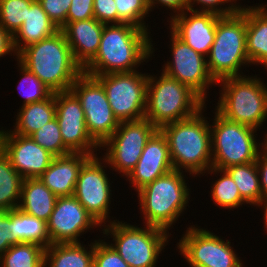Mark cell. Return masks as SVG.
I'll use <instances>...</instances> for the list:
<instances>
[{
  "label": "cell",
  "mask_w": 267,
  "mask_h": 267,
  "mask_svg": "<svg viewBox=\"0 0 267 267\" xmlns=\"http://www.w3.org/2000/svg\"><path fill=\"white\" fill-rule=\"evenodd\" d=\"M151 35L130 23L105 24L99 50L83 72L94 77L139 70L138 67L155 58L158 48L155 50Z\"/></svg>",
  "instance_id": "obj_1"
},
{
  "label": "cell",
  "mask_w": 267,
  "mask_h": 267,
  "mask_svg": "<svg viewBox=\"0 0 267 267\" xmlns=\"http://www.w3.org/2000/svg\"><path fill=\"white\" fill-rule=\"evenodd\" d=\"M205 104L195 115L169 123L159 130L167 139L174 170L201 178L212 167L210 118L204 112ZM209 121H208V120Z\"/></svg>",
  "instance_id": "obj_2"
},
{
  "label": "cell",
  "mask_w": 267,
  "mask_h": 267,
  "mask_svg": "<svg viewBox=\"0 0 267 267\" xmlns=\"http://www.w3.org/2000/svg\"><path fill=\"white\" fill-rule=\"evenodd\" d=\"M17 60L54 93L70 90L83 73L61 30L24 48Z\"/></svg>",
  "instance_id": "obj_3"
},
{
  "label": "cell",
  "mask_w": 267,
  "mask_h": 267,
  "mask_svg": "<svg viewBox=\"0 0 267 267\" xmlns=\"http://www.w3.org/2000/svg\"><path fill=\"white\" fill-rule=\"evenodd\" d=\"M188 178L186 172L172 170L138 190L136 197L142 224L172 233L170 229H174L178 218L184 216L187 206L190 207L192 193Z\"/></svg>",
  "instance_id": "obj_4"
},
{
  "label": "cell",
  "mask_w": 267,
  "mask_h": 267,
  "mask_svg": "<svg viewBox=\"0 0 267 267\" xmlns=\"http://www.w3.org/2000/svg\"><path fill=\"white\" fill-rule=\"evenodd\" d=\"M220 87L215 110L225 119L259 129L267 121V83L255 75L226 77Z\"/></svg>",
  "instance_id": "obj_5"
},
{
  "label": "cell",
  "mask_w": 267,
  "mask_h": 267,
  "mask_svg": "<svg viewBox=\"0 0 267 267\" xmlns=\"http://www.w3.org/2000/svg\"><path fill=\"white\" fill-rule=\"evenodd\" d=\"M138 226L140 224L131 225L116 218L102 226L101 238L107 240L130 267H156L172 234L155 226ZM110 238L113 239L110 241Z\"/></svg>",
  "instance_id": "obj_6"
},
{
  "label": "cell",
  "mask_w": 267,
  "mask_h": 267,
  "mask_svg": "<svg viewBox=\"0 0 267 267\" xmlns=\"http://www.w3.org/2000/svg\"><path fill=\"white\" fill-rule=\"evenodd\" d=\"M148 74L145 118L157 129L166 124L187 119L205 103L188 86L163 72Z\"/></svg>",
  "instance_id": "obj_7"
},
{
  "label": "cell",
  "mask_w": 267,
  "mask_h": 267,
  "mask_svg": "<svg viewBox=\"0 0 267 267\" xmlns=\"http://www.w3.org/2000/svg\"><path fill=\"white\" fill-rule=\"evenodd\" d=\"M206 60L208 72L216 82L226 77L248 75L245 70L251 64L246 51V14L241 9L218 20Z\"/></svg>",
  "instance_id": "obj_8"
},
{
  "label": "cell",
  "mask_w": 267,
  "mask_h": 267,
  "mask_svg": "<svg viewBox=\"0 0 267 267\" xmlns=\"http://www.w3.org/2000/svg\"><path fill=\"white\" fill-rule=\"evenodd\" d=\"M211 112L214 114L210 119L212 167L225 170L230 166L255 162L263 150V140L260 141L263 136L257 134L259 130L231 122L215 109Z\"/></svg>",
  "instance_id": "obj_9"
},
{
  "label": "cell",
  "mask_w": 267,
  "mask_h": 267,
  "mask_svg": "<svg viewBox=\"0 0 267 267\" xmlns=\"http://www.w3.org/2000/svg\"><path fill=\"white\" fill-rule=\"evenodd\" d=\"M186 228L175 248L189 267H246L231 240L198 224Z\"/></svg>",
  "instance_id": "obj_10"
},
{
  "label": "cell",
  "mask_w": 267,
  "mask_h": 267,
  "mask_svg": "<svg viewBox=\"0 0 267 267\" xmlns=\"http://www.w3.org/2000/svg\"><path fill=\"white\" fill-rule=\"evenodd\" d=\"M158 129L146 118L120 122L116 131L100 146L110 169L125 179L137 165L147 141ZM106 148V149H105Z\"/></svg>",
  "instance_id": "obj_11"
},
{
  "label": "cell",
  "mask_w": 267,
  "mask_h": 267,
  "mask_svg": "<svg viewBox=\"0 0 267 267\" xmlns=\"http://www.w3.org/2000/svg\"><path fill=\"white\" fill-rule=\"evenodd\" d=\"M98 155L100 154L91 156L81 167L73 196L101 226H104L116 221V217L110 216V205L112 200L115 201L112 198L114 182L109 178L111 169L107 161Z\"/></svg>",
  "instance_id": "obj_12"
},
{
  "label": "cell",
  "mask_w": 267,
  "mask_h": 267,
  "mask_svg": "<svg viewBox=\"0 0 267 267\" xmlns=\"http://www.w3.org/2000/svg\"><path fill=\"white\" fill-rule=\"evenodd\" d=\"M148 74L140 70L94 76L103 86L119 122L145 118Z\"/></svg>",
  "instance_id": "obj_13"
},
{
  "label": "cell",
  "mask_w": 267,
  "mask_h": 267,
  "mask_svg": "<svg viewBox=\"0 0 267 267\" xmlns=\"http://www.w3.org/2000/svg\"><path fill=\"white\" fill-rule=\"evenodd\" d=\"M170 44L167 46L171 54L160 71L188 86L205 103L211 94L209 89L217 86V82L209 74L205 56L194 51L184 41L179 39L171 30L168 35ZM171 37V38H170ZM171 51V52H170Z\"/></svg>",
  "instance_id": "obj_14"
},
{
  "label": "cell",
  "mask_w": 267,
  "mask_h": 267,
  "mask_svg": "<svg viewBox=\"0 0 267 267\" xmlns=\"http://www.w3.org/2000/svg\"><path fill=\"white\" fill-rule=\"evenodd\" d=\"M79 99L91 138L101 146L118 128L102 84L93 76L82 73L70 89Z\"/></svg>",
  "instance_id": "obj_15"
},
{
  "label": "cell",
  "mask_w": 267,
  "mask_h": 267,
  "mask_svg": "<svg viewBox=\"0 0 267 267\" xmlns=\"http://www.w3.org/2000/svg\"><path fill=\"white\" fill-rule=\"evenodd\" d=\"M55 106L65 147L71 153L100 154V146L87 131L85 113L76 95L71 90L55 92Z\"/></svg>",
  "instance_id": "obj_16"
},
{
  "label": "cell",
  "mask_w": 267,
  "mask_h": 267,
  "mask_svg": "<svg viewBox=\"0 0 267 267\" xmlns=\"http://www.w3.org/2000/svg\"><path fill=\"white\" fill-rule=\"evenodd\" d=\"M93 228L101 233L102 226L74 196L57 197L47 222L51 244L81 243L80 238L88 231H93Z\"/></svg>",
  "instance_id": "obj_17"
},
{
  "label": "cell",
  "mask_w": 267,
  "mask_h": 267,
  "mask_svg": "<svg viewBox=\"0 0 267 267\" xmlns=\"http://www.w3.org/2000/svg\"><path fill=\"white\" fill-rule=\"evenodd\" d=\"M0 147L8 155L12 167L24 178H39L55 157L31 136L0 128Z\"/></svg>",
  "instance_id": "obj_18"
},
{
  "label": "cell",
  "mask_w": 267,
  "mask_h": 267,
  "mask_svg": "<svg viewBox=\"0 0 267 267\" xmlns=\"http://www.w3.org/2000/svg\"><path fill=\"white\" fill-rule=\"evenodd\" d=\"M221 17L211 12L185 10L167 21V29L207 58L215 39L217 22Z\"/></svg>",
  "instance_id": "obj_19"
},
{
  "label": "cell",
  "mask_w": 267,
  "mask_h": 267,
  "mask_svg": "<svg viewBox=\"0 0 267 267\" xmlns=\"http://www.w3.org/2000/svg\"><path fill=\"white\" fill-rule=\"evenodd\" d=\"M174 170L166 137L158 129L147 141L137 165L126 177L135 192Z\"/></svg>",
  "instance_id": "obj_20"
},
{
  "label": "cell",
  "mask_w": 267,
  "mask_h": 267,
  "mask_svg": "<svg viewBox=\"0 0 267 267\" xmlns=\"http://www.w3.org/2000/svg\"><path fill=\"white\" fill-rule=\"evenodd\" d=\"M105 24L95 18L67 22L60 30L71 48L74 60L84 68L97 54Z\"/></svg>",
  "instance_id": "obj_21"
},
{
  "label": "cell",
  "mask_w": 267,
  "mask_h": 267,
  "mask_svg": "<svg viewBox=\"0 0 267 267\" xmlns=\"http://www.w3.org/2000/svg\"><path fill=\"white\" fill-rule=\"evenodd\" d=\"M90 157L83 153L55 156L39 179L57 197L73 196L80 169Z\"/></svg>",
  "instance_id": "obj_22"
},
{
  "label": "cell",
  "mask_w": 267,
  "mask_h": 267,
  "mask_svg": "<svg viewBox=\"0 0 267 267\" xmlns=\"http://www.w3.org/2000/svg\"><path fill=\"white\" fill-rule=\"evenodd\" d=\"M247 5V6H246ZM240 9L246 14V51L251 67L267 73V3L248 5Z\"/></svg>",
  "instance_id": "obj_23"
},
{
  "label": "cell",
  "mask_w": 267,
  "mask_h": 267,
  "mask_svg": "<svg viewBox=\"0 0 267 267\" xmlns=\"http://www.w3.org/2000/svg\"><path fill=\"white\" fill-rule=\"evenodd\" d=\"M59 30L43 10L41 3L34 0L31 6L27 8L26 20L12 36L15 54L18 55L27 46L38 43Z\"/></svg>",
  "instance_id": "obj_24"
},
{
  "label": "cell",
  "mask_w": 267,
  "mask_h": 267,
  "mask_svg": "<svg viewBox=\"0 0 267 267\" xmlns=\"http://www.w3.org/2000/svg\"><path fill=\"white\" fill-rule=\"evenodd\" d=\"M57 196L39 178L23 179L18 208L30 216L48 222Z\"/></svg>",
  "instance_id": "obj_25"
},
{
  "label": "cell",
  "mask_w": 267,
  "mask_h": 267,
  "mask_svg": "<svg viewBox=\"0 0 267 267\" xmlns=\"http://www.w3.org/2000/svg\"><path fill=\"white\" fill-rule=\"evenodd\" d=\"M90 242L50 244L44 252V267H93L95 240Z\"/></svg>",
  "instance_id": "obj_26"
},
{
  "label": "cell",
  "mask_w": 267,
  "mask_h": 267,
  "mask_svg": "<svg viewBox=\"0 0 267 267\" xmlns=\"http://www.w3.org/2000/svg\"><path fill=\"white\" fill-rule=\"evenodd\" d=\"M55 93L48 99L19 106L17 115L15 114V123L13 129H9L12 133L23 136H31L34 132L43 127L46 123L55 118Z\"/></svg>",
  "instance_id": "obj_27"
},
{
  "label": "cell",
  "mask_w": 267,
  "mask_h": 267,
  "mask_svg": "<svg viewBox=\"0 0 267 267\" xmlns=\"http://www.w3.org/2000/svg\"><path fill=\"white\" fill-rule=\"evenodd\" d=\"M8 228L18 242L35 243L45 249L51 244L47 222L30 216L19 208L9 211Z\"/></svg>",
  "instance_id": "obj_28"
},
{
  "label": "cell",
  "mask_w": 267,
  "mask_h": 267,
  "mask_svg": "<svg viewBox=\"0 0 267 267\" xmlns=\"http://www.w3.org/2000/svg\"><path fill=\"white\" fill-rule=\"evenodd\" d=\"M205 173L201 176L206 175L208 177L207 174H210L211 177H217L214 179L215 181H211V189L209 191L214 205L229 211H234L233 209L236 210L246 204L250 208L249 204L241 197L237 185L226 170L211 167Z\"/></svg>",
  "instance_id": "obj_29"
},
{
  "label": "cell",
  "mask_w": 267,
  "mask_h": 267,
  "mask_svg": "<svg viewBox=\"0 0 267 267\" xmlns=\"http://www.w3.org/2000/svg\"><path fill=\"white\" fill-rule=\"evenodd\" d=\"M23 179L0 147V212L18 208Z\"/></svg>",
  "instance_id": "obj_30"
},
{
  "label": "cell",
  "mask_w": 267,
  "mask_h": 267,
  "mask_svg": "<svg viewBox=\"0 0 267 267\" xmlns=\"http://www.w3.org/2000/svg\"><path fill=\"white\" fill-rule=\"evenodd\" d=\"M237 185L241 197L252 207L262 199L256 162L234 165L225 169Z\"/></svg>",
  "instance_id": "obj_31"
},
{
  "label": "cell",
  "mask_w": 267,
  "mask_h": 267,
  "mask_svg": "<svg viewBox=\"0 0 267 267\" xmlns=\"http://www.w3.org/2000/svg\"><path fill=\"white\" fill-rule=\"evenodd\" d=\"M44 252L38 244L19 242L0 256V267H44Z\"/></svg>",
  "instance_id": "obj_32"
},
{
  "label": "cell",
  "mask_w": 267,
  "mask_h": 267,
  "mask_svg": "<svg viewBox=\"0 0 267 267\" xmlns=\"http://www.w3.org/2000/svg\"><path fill=\"white\" fill-rule=\"evenodd\" d=\"M17 69L21 80L17 83L19 95L23 97L22 106L48 99L52 92L38 77L23 66L17 59Z\"/></svg>",
  "instance_id": "obj_33"
},
{
  "label": "cell",
  "mask_w": 267,
  "mask_h": 267,
  "mask_svg": "<svg viewBox=\"0 0 267 267\" xmlns=\"http://www.w3.org/2000/svg\"><path fill=\"white\" fill-rule=\"evenodd\" d=\"M118 13V24L130 23L146 31L151 30L147 17H150L148 0H114ZM146 18V19H145ZM147 23H146V21ZM150 28V29H149Z\"/></svg>",
  "instance_id": "obj_34"
},
{
  "label": "cell",
  "mask_w": 267,
  "mask_h": 267,
  "mask_svg": "<svg viewBox=\"0 0 267 267\" xmlns=\"http://www.w3.org/2000/svg\"><path fill=\"white\" fill-rule=\"evenodd\" d=\"M34 0H0V26L11 36L26 20L27 8Z\"/></svg>",
  "instance_id": "obj_35"
},
{
  "label": "cell",
  "mask_w": 267,
  "mask_h": 267,
  "mask_svg": "<svg viewBox=\"0 0 267 267\" xmlns=\"http://www.w3.org/2000/svg\"><path fill=\"white\" fill-rule=\"evenodd\" d=\"M31 138L54 156L71 153L64 145L56 117L34 132Z\"/></svg>",
  "instance_id": "obj_36"
},
{
  "label": "cell",
  "mask_w": 267,
  "mask_h": 267,
  "mask_svg": "<svg viewBox=\"0 0 267 267\" xmlns=\"http://www.w3.org/2000/svg\"><path fill=\"white\" fill-rule=\"evenodd\" d=\"M237 2V0H187V10L229 16L240 10L242 2Z\"/></svg>",
  "instance_id": "obj_37"
},
{
  "label": "cell",
  "mask_w": 267,
  "mask_h": 267,
  "mask_svg": "<svg viewBox=\"0 0 267 267\" xmlns=\"http://www.w3.org/2000/svg\"><path fill=\"white\" fill-rule=\"evenodd\" d=\"M93 267H130L105 240L95 239Z\"/></svg>",
  "instance_id": "obj_38"
},
{
  "label": "cell",
  "mask_w": 267,
  "mask_h": 267,
  "mask_svg": "<svg viewBox=\"0 0 267 267\" xmlns=\"http://www.w3.org/2000/svg\"><path fill=\"white\" fill-rule=\"evenodd\" d=\"M48 17L61 29L67 23V13L72 0H38Z\"/></svg>",
  "instance_id": "obj_39"
},
{
  "label": "cell",
  "mask_w": 267,
  "mask_h": 267,
  "mask_svg": "<svg viewBox=\"0 0 267 267\" xmlns=\"http://www.w3.org/2000/svg\"><path fill=\"white\" fill-rule=\"evenodd\" d=\"M94 18L104 24H118V13L114 0H94Z\"/></svg>",
  "instance_id": "obj_40"
},
{
  "label": "cell",
  "mask_w": 267,
  "mask_h": 267,
  "mask_svg": "<svg viewBox=\"0 0 267 267\" xmlns=\"http://www.w3.org/2000/svg\"><path fill=\"white\" fill-rule=\"evenodd\" d=\"M94 0H72L67 13V22L94 18Z\"/></svg>",
  "instance_id": "obj_41"
},
{
  "label": "cell",
  "mask_w": 267,
  "mask_h": 267,
  "mask_svg": "<svg viewBox=\"0 0 267 267\" xmlns=\"http://www.w3.org/2000/svg\"><path fill=\"white\" fill-rule=\"evenodd\" d=\"M148 2L150 12L154 11L156 8L161 10V8H159L160 6L165 8L166 11L171 12H169L170 17H165V19L167 18L166 21L187 10V0H148Z\"/></svg>",
  "instance_id": "obj_42"
},
{
  "label": "cell",
  "mask_w": 267,
  "mask_h": 267,
  "mask_svg": "<svg viewBox=\"0 0 267 267\" xmlns=\"http://www.w3.org/2000/svg\"><path fill=\"white\" fill-rule=\"evenodd\" d=\"M8 227L9 211L0 212V256L12 245L19 243Z\"/></svg>",
  "instance_id": "obj_43"
},
{
  "label": "cell",
  "mask_w": 267,
  "mask_h": 267,
  "mask_svg": "<svg viewBox=\"0 0 267 267\" xmlns=\"http://www.w3.org/2000/svg\"><path fill=\"white\" fill-rule=\"evenodd\" d=\"M262 198L267 197V153L262 150L256 159Z\"/></svg>",
  "instance_id": "obj_44"
},
{
  "label": "cell",
  "mask_w": 267,
  "mask_h": 267,
  "mask_svg": "<svg viewBox=\"0 0 267 267\" xmlns=\"http://www.w3.org/2000/svg\"><path fill=\"white\" fill-rule=\"evenodd\" d=\"M9 55L13 56L14 59H17V55L14 52L12 44V36L0 26V58H6Z\"/></svg>",
  "instance_id": "obj_45"
},
{
  "label": "cell",
  "mask_w": 267,
  "mask_h": 267,
  "mask_svg": "<svg viewBox=\"0 0 267 267\" xmlns=\"http://www.w3.org/2000/svg\"><path fill=\"white\" fill-rule=\"evenodd\" d=\"M257 207L261 210V212H263L262 214V218L264 222H262L263 225V230H265V233L267 232V197L266 198H262L261 201L256 205V209ZM261 207V208H260Z\"/></svg>",
  "instance_id": "obj_46"
},
{
  "label": "cell",
  "mask_w": 267,
  "mask_h": 267,
  "mask_svg": "<svg viewBox=\"0 0 267 267\" xmlns=\"http://www.w3.org/2000/svg\"><path fill=\"white\" fill-rule=\"evenodd\" d=\"M263 150L267 153V130L263 134Z\"/></svg>",
  "instance_id": "obj_47"
}]
</instances>
